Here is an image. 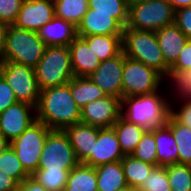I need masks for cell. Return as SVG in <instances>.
Returning a JSON list of instances; mask_svg holds the SVG:
<instances>
[{"mask_svg": "<svg viewBox=\"0 0 191 191\" xmlns=\"http://www.w3.org/2000/svg\"><path fill=\"white\" fill-rule=\"evenodd\" d=\"M36 120L44 123L50 130H64L80 123L81 112L67 84L40 91L35 107Z\"/></svg>", "mask_w": 191, "mask_h": 191, "instance_id": "obj_1", "label": "cell"}, {"mask_svg": "<svg viewBox=\"0 0 191 191\" xmlns=\"http://www.w3.org/2000/svg\"><path fill=\"white\" fill-rule=\"evenodd\" d=\"M169 116L170 102L163 87L153 93L125 97L121 100V117L146 130L165 126Z\"/></svg>", "mask_w": 191, "mask_h": 191, "instance_id": "obj_2", "label": "cell"}, {"mask_svg": "<svg viewBox=\"0 0 191 191\" xmlns=\"http://www.w3.org/2000/svg\"><path fill=\"white\" fill-rule=\"evenodd\" d=\"M122 52L128 58L144 63L165 76L169 67L165 63L155 31L124 27Z\"/></svg>", "mask_w": 191, "mask_h": 191, "instance_id": "obj_3", "label": "cell"}, {"mask_svg": "<svg viewBox=\"0 0 191 191\" xmlns=\"http://www.w3.org/2000/svg\"><path fill=\"white\" fill-rule=\"evenodd\" d=\"M35 74L40 91L69 83L74 77L69 46H46Z\"/></svg>", "mask_w": 191, "mask_h": 191, "instance_id": "obj_4", "label": "cell"}, {"mask_svg": "<svg viewBox=\"0 0 191 191\" xmlns=\"http://www.w3.org/2000/svg\"><path fill=\"white\" fill-rule=\"evenodd\" d=\"M46 45L35 31L9 25L4 61H11L35 68L41 60Z\"/></svg>", "mask_w": 191, "mask_h": 191, "instance_id": "obj_5", "label": "cell"}, {"mask_svg": "<svg viewBox=\"0 0 191 191\" xmlns=\"http://www.w3.org/2000/svg\"><path fill=\"white\" fill-rule=\"evenodd\" d=\"M128 5V28L157 31L175 23V10L167 0H149Z\"/></svg>", "mask_w": 191, "mask_h": 191, "instance_id": "obj_6", "label": "cell"}, {"mask_svg": "<svg viewBox=\"0 0 191 191\" xmlns=\"http://www.w3.org/2000/svg\"><path fill=\"white\" fill-rule=\"evenodd\" d=\"M156 69L125 56L122 74V98L153 93L165 85Z\"/></svg>", "mask_w": 191, "mask_h": 191, "instance_id": "obj_7", "label": "cell"}, {"mask_svg": "<svg viewBox=\"0 0 191 191\" xmlns=\"http://www.w3.org/2000/svg\"><path fill=\"white\" fill-rule=\"evenodd\" d=\"M79 163L65 131L50 130L37 170H72Z\"/></svg>", "mask_w": 191, "mask_h": 191, "instance_id": "obj_8", "label": "cell"}, {"mask_svg": "<svg viewBox=\"0 0 191 191\" xmlns=\"http://www.w3.org/2000/svg\"><path fill=\"white\" fill-rule=\"evenodd\" d=\"M50 129L42 122H33L19 137L10 142L24 169L32 175L38 168L44 142Z\"/></svg>", "mask_w": 191, "mask_h": 191, "instance_id": "obj_9", "label": "cell"}, {"mask_svg": "<svg viewBox=\"0 0 191 191\" xmlns=\"http://www.w3.org/2000/svg\"><path fill=\"white\" fill-rule=\"evenodd\" d=\"M0 75L12 88L17 101L37 106L40 89L37 84L35 68L11 61H3Z\"/></svg>", "mask_w": 191, "mask_h": 191, "instance_id": "obj_10", "label": "cell"}, {"mask_svg": "<svg viewBox=\"0 0 191 191\" xmlns=\"http://www.w3.org/2000/svg\"><path fill=\"white\" fill-rule=\"evenodd\" d=\"M80 112V123L109 128L121 117V99L107 95L87 103Z\"/></svg>", "mask_w": 191, "mask_h": 191, "instance_id": "obj_11", "label": "cell"}, {"mask_svg": "<svg viewBox=\"0 0 191 191\" xmlns=\"http://www.w3.org/2000/svg\"><path fill=\"white\" fill-rule=\"evenodd\" d=\"M35 121V106L18 101L0 113V133L12 142Z\"/></svg>", "mask_w": 191, "mask_h": 191, "instance_id": "obj_12", "label": "cell"}, {"mask_svg": "<svg viewBox=\"0 0 191 191\" xmlns=\"http://www.w3.org/2000/svg\"><path fill=\"white\" fill-rule=\"evenodd\" d=\"M125 55L121 52L114 58L102 61L96 70L88 76L109 96L122 100V74Z\"/></svg>", "mask_w": 191, "mask_h": 191, "instance_id": "obj_13", "label": "cell"}, {"mask_svg": "<svg viewBox=\"0 0 191 191\" xmlns=\"http://www.w3.org/2000/svg\"><path fill=\"white\" fill-rule=\"evenodd\" d=\"M54 16L53 0H24L13 25L20 29L37 32Z\"/></svg>", "mask_w": 191, "mask_h": 191, "instance_id": "obj_14", "label": "cell"}, {"mask_svg": "<svg viewBox=\"0 0 191 191\" xmlns=\"http://www.w3.org/2000/svg\"><path fill=\"white\" fill-rule=\"evenodd\" d=\"M124 157L114 128H100L93 151L83 164L95 168L103 164L121 161Z\"/></svg>", "mask_w": 191, "mask_h": 191, "instance_id": "obj_15", "label": "cell"}, {"mask_svg": "<svg viewBox=\"0 0 191 191\" xmlns=\"http://www.w3.org/2000/svg\"><path fill=\"white\" fill-rule=\"evenodd\" d=\"M123 27L114 19V14L93 13L88 9L77 26L78 37L92 35H122Z\"/></svg>", "mask_w": 191, "mask_h": 191, "instance_id": "obj_16", "label": "cell"}, {"mask_svg": "<svg viewBox=\"0 0 191 191\" xmlns=\"http://www.w3.org/2000/svg\"><path fill=\"white\" fill-rule=\"evenodd\" d=\"M69 51L74 76L88 77L101 63L88 43L81 37L77 36L69 44Z\"/></svg>", "mask_w": 191, "mask_h": 191, "instance_id": "obj_17", "label": "cell"}, {"mask_svg": "<svg viewBox=\"0 0 191 191\" xmlns=\"http://www.w3.org/2000/svg\"><path fill=\"white\" fill-rule=\"evenodd\" d=\"M64 131L74 149L76 158L80 163H83L93 151L100 128L77 123L65 128Z\"/></svg>", "mask_w": 191, "mask_h": 191, "instance_id": "obj_18", "label": "cell"}, {"mask_svg": "<svg viewBox=\"0 0 191 191\" xmlns=\"http://www.w3.org/2000/svg\"><path fill=\"white\" fill-rule=\"evenodd\" d=\"M37 33L46 46H69L78 36L77 27L73 23L56 16Z\"/></svg>", "mask_w": 191, "mask_h": 191, "instance_id": "obj_19", "label": "cell"}, {"mask_svg": "<svg viewBox=\"0 0 191 191\" xmlns=\"http://www.w3.org/2000/svg\"><path fill=\"white\" fill-rule=\"evenodd\" d=\"M166 65L172 67L189 40L175 23L155 31Z\"/></svg>", "mask_w": 191, "mask_h": 191, "instance_id": "obj_20", "label": "cell"}, {"mask_svg": "<svg viewBox=\"0 0 191 191\" xmlns=\"http://www.w3.org/2000/svg\"><path fill=\"white\" fill-rule=\"evenodd\" d=\"M164 82H166L165 85H167L165 88H170L168 91L171 97L166 92V97L170 104L175 102V100L177 102L191 101V69H169L168 73L164 76Z\"/></svg>", "mask_w": 191, "mask_h": 191, "instance_id": "obj_21", "label": "cell"}, {"mask_svg": "<svg viewBox=\"0 0 191 191\" xmlns=\"http://www.w3.org/2000/svg\"><path fill=\"white\" fill-rule=\"evenodd\" d=\"M157 166L167 167L178 163V146L171 130L165 125L154 128Z\"/></svg>", "mask_w": 191, "mask_h": 191, "instance_id": "obj_22", "label": "cell"}, {"mask_svg": "<svg viewBox=\"0 0 191 191\" xmlns=\"http://www.w3.org/2000/svg\"><path fill=\"white\" fill-rule=\"evenodd\" d=\"M95 169L98 191H116L127 186L121 161L103 164Z\"/></svg>", "mask_w": 191, "mask_h": 191, "instance_id": "obj_23", "label": "cell"}, {"mask_svg": "<svg viewBox=\"0 0 191 191\" xmlns=\"http://www.w3.org/2000/svg\"><path fill=\"white\" fill-rule=\"evenodd\" d=\"M82 38L101 62L114 58L122 52V35H92Z\"/></svg>", "mask_w": 191, "mask_h": 191, "instance_id": "obj_24", "label": "cell"}, {"mask_svg": "<svg viewBox=\"0 0 191 191\" xmlns=\"http://www.w3.org/2000/svg\"><path fill=\"white\" fill-rule=\"evenodd\" d=\"M70 91L72 98L80 109L87 103L107 96L89 77L74 76L70 80Z\"/></svg>", "mask_w": 191, "mask_h": 191, "instance_id": "obj_25", "label": "cell"}, {"mask_svg": "<svg viewBox=\"0 0 191 191\" xmlns=\"http://www.w3.org/2000/svg\"><path fill=\"white\" fill-rule=\"evenodd\" d=\"M117 134L120 148L124 155H131L146 129L135 123H130L120 117L112 126Z\"/></svg>", "mask_w": 191, "mask_h": 191, "instance_id": "obj_26", "label": "cell"}, {"mask_svg": "<svg viewBox=\"0 0 191 191\" xmlns=\"http://www.w3.org/2000/svg\"><path fill=\"white\" fill-rule=\"evenodd\" d=\"M64 191H98L96 169L79 163L70 171Z\"/></svg>", "mask_w": 191, "mask_h": 191, "instance_id": "obj_27", "label": "cell"}, {"mask_svg": "<svg viewBox=\"0 0 191 191\" xmlns=\"http://www.w3.org/2000/svg\"><path fill=\"white\" fill-rule=\"evenodd\" d=\"M127 185L140 187L155 165L141 161L132 155H125L121 160Z\"/></svg>", "mask_w": 191, "mask_h": 191, "instance_id": "obj_28", "label": "cell"}, {"mask_svg": "<svg viewBox=\"0 0 191 191\" xmlns=\"http://www.w3.org/2000/svg\"><path fill=\"white\" fill-rule=\"evenodd\" d=\"M166 126L171 130L178 146V163L191 166V128L177 123L171 116Z\"/></svg>", "mask_w": 191, "mask_h": 191, "instance_id": "obj_29", "label": "cell"}, {"mask_svg": "<svg viewBox=\"0 0 191 191\" xmlns=\"http://www.w3.org/2000/svg\"><path fill=\"white\" fill-rule=\"evenodd\" d=\"M55 16L76 27L89 9L88 0H53Z\"/></svg>", "mask_w": 191, "mask_h": 191, "instance_id": "obj_30", "label": "cell"}, {"mask_svg": "<svg viewBox=\"0 0 191 191\" xmlns=\"http://www.w3.org/2000/svg\"><path fill=\"white\" fill-rule=\"evenodd\" d=\"M93 13L114 14V19L124 28L128 22L127 0H88Z\"/></svg>", "mask_w": 191, "mask_h": 191, "instance_id": "obj_31", "label": "cell"}, {"mask_svg": "<svg viewBox=\"0 0 191 191\" xmlns=\"http://www.w3.org/2000/svg\"><path fill=\"white\" fill-rule=\"evenodd\" d=\"M71 170H36L31 177L47 191H64Z\"/></svg>", "mask_w": 191, "mask_h": 191, "instance_id": "obj_32", "label": "cell"}, {"mask_svg": "<svg viewBox=\"0 0 191 191\" xmlns=\"http://www.w3.org/2000/svg\"><path fill=\"white\" fill-rule=\"evenodd\" d=\"M0 170L14 178L19 184L31 176L24 169L11 146H9L2 154H0Z\"/></svg>", "mask_w": 191, "mask_h": 191, "instance_id": "obj_33", "label": "cell"}, {"mask_svg": "<svg viewBox=\"0 0 191 191\" xmlns=\"http://www.w3.org/2000/svg\"><path fill=\"white\" fill-rule=\"evenodd\" d=\"M171 191H191V166L175 163L167 166Z\"/></svg>", "mask_w": 191, "mask_h": 191, "instance_id": "obj_34", "label": "cell"}, {"mask_svg": "<svg viewBox=\"0 0 191 191\" xmlns=\"http://www.w3.org/2000/svg\"><path fill=\"white\" fill-rule=\"evenodd\" d=\"M157 150L154 139V129L146 130L138 143L135 151L131 154L141 161L157 166Z\"/></svg>", "mask_w": 191, "mask_h": 191, "instance_id": "obj_35", "label": "cell"}, {"mask_svg": "<svg viewBox=\"0 0 191 191\" xmlns=\"http://www.w3.org/2000/svg\"><path fill=\"white\" fill-rule=\"evenodd\" d=\"M140 191H171L167 168L155 166L139 187Z\"/></svg>", "mask_w": 191, "mask_h": 191, "instance_id": "obj_36", "label": "cell"}, {"mask_svg": "<svg viewBox=\"0 0 191 191\" xmlns=\"http://www.w3.org/2000/svg\"><path fill=\"white\" fill-rule=\"evenodd\" d=\"M24 0H0V23L13 25Z\"/></svg>", "mask_w": 191, "mask_h": 191, "instance_id": "obj_37", "label": "cell"}, {"mask_svg": "<svg viewBox=\"0 0 191 191\" xmlns=\"http://www.w3.org/2000/svg\"><path fill=\"white\" fill-rule=\"evenodd\" d=\"M170 116L177 123L191 128V101H178L177 103L175 101L171 103Z\"/></svg>", "mask_w": 191, "mask_h": 191, "instance_id": "obj_38", "label": "cell"}, {"mask_svg": "<svg viewBox=\"0 0 191 191\" xmlns=\"http://www.w3.org/2000/svg\"><path fill=\"white\" fill-rule=\"evenodd\" d=\"M175 24L188 39H191V6L175 11Z\"/></svg>", "mask_w": 191, "mask_h": 191, "instance_id": "obj_39", "label": "cell"}, {"mask_svg": "<svg viewBox=\"0 0 191 191\" xmlns=\"http://www.w3.org/2000/svg\"><path fill=\"white\" fill-rule=\"evenodd\" d=\"M17 101L12 88L6 80L0 75V113Z\"/></svg>", "mask_w": 191, "mask_h": 191, "instance_id": "obj_40", "label": "cell"}, {"mask_svg": "<svg viewBox=\"0 0 191 191\" xmlns=\"http://www.w3.org/2000/svg\"><path fill=\"white\" fill-rule=\"evenodd\" d=\"M169 69L189 70L191 69V39H189L178 56L175 64Z\"/></svg>", "mask_w": 191, "mask_h": 191, "instance_id": "obj_41", "label": "cell"}, {"mask_svg": "<svg viewBox=\"0 0 191 191\" xmlns=\"http://www.w3.org/2000/svg\"><path fill=\"white\" fill-rule=\"evenodd\" d=\"M19 183L0 170V191H17Z\"/></svg>", "mask_w": 191, "mask_h": 191, "instance_id": "obj_42", "label": "cell"}, {"mask_svg": "<svg viewBox=\"0 0 191 191\" xmlns=\"http://www.w3.org/2000/svg\"><path fill=\"white\" fill-rule=\"evenodd\" d=\"M17 191H47V190L42 184L38 183L33 177L29 176L19 184Z\"/></svg>", "mask_w": 191, "mask_h": 191, "instance_id": "obj_43", "label": "cell"}, {"mask_svg": "<svg viewBox=\"0 0 191 191\" xmlns=\"http://www.w3.org/2000/svg\"><path fill=\"white\" fill-rule=\"evenodd\" d=\"M9 25L0 23V65L4 61V50Z\"/></svg>", "mask_w": 191, "mask_h": 191, "instance_id": "obj_44", "label": "cell"}, {"mask_svg": "<svg viewBox=\"0 0 191 191\" xmlns=\"http://www.w3.org/2000/svg\"><path fill=\"white\" fill-rule=\"evenodd\" d=\"M176 11L177 9L191 6V0H167Z\"/></svg>", "mask_w": 191, "mask_h": 191, "instance_id": "obj_45", "label": "cell"}, {"mask_svg": "<svg viewBox=\"0 0 191 191\" xmlns=\"http://www.w3.org/2000/svg\"><path fill=\"white\" fill-rule=\"evenodd\" d=\"M9 146L10 142L0 133V154H2Z\"/></svg>", "mask_w": 191, "mask_h": 191, "instance_id": "obj_46", "label": "cell"}, {"mask_svg": "<svg viewBox=\"0 0 191 191\" xmlns=\"http://www.w3.org/2000/svg\"><path fill=\"white\" fill-rule=\"evenodd\" d=\"M116 191H140L138 187H131L129 185L123 187V188H120Z\"/></svg>", "mask_w": 191, "mask_h": 191, "instance_id": "obj_47", "label": "cell"}, {"mask_svg": "<svg viewBox=\"0 0 191 191\" xmlns=\"http://www.w3.org/2000/svg\"><path fill=\"white\" fill-rule=\"evenodd\" d=\"M149 0H127L128 4H137V3H141V2H146Z\"/></svg>", "mask_w": 191, "mask_h": 191, "instance_id": "obj_48", "label": "cell"}]
</instances>
